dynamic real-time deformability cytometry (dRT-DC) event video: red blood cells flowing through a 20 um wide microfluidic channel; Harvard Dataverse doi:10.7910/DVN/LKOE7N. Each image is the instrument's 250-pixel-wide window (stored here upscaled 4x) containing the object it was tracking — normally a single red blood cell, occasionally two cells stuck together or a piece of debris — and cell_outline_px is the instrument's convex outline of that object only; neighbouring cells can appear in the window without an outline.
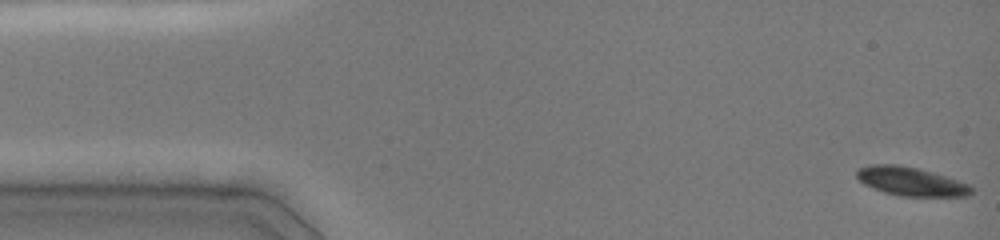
{"species": "common noctule bat (a hibernating species)", "species_latin": "Nyctalus noctula", "temperature_condition": "cold", "stored_images_in_passage": 48, "camera_frame_rate_fps": 3000, "um_per_image_px": 0.085, "animal": {"sex": "female", "body_mass_g": 19.0, "forearm_length_mm": 51.5}, "frame": {"image": 1, "passage_image": 1, "time_ms": 0.0, "image_size_px": [1000, 240], "cell_outline_px": [[976, 188], [972, 196], [900, 196], [884, 192], [864, 184], [856, 176], [856, 172], [860, 168], [872, 164], [900, 164], [932, 172], [968, 184]], "centroid_in_image_um": [77.47, 15.43], "position_along_channel_um": 7.5, "area_um2": 19.13}}
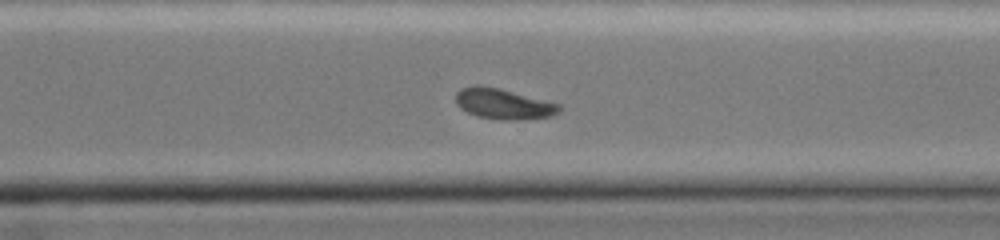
{"frame": {"image": 2, "passage_image": 34, "time_ms": 11.0, "image_size_px": [1000, 240], "cell_outline_px": [[560, 108], [552, 116], [520, 120], [512, 120], [476, 116], [460, 108], [456, 104], [456, 92], [460, 88], [476, 84], [480, 84], [500, 88], [560, 104]], "centroid_in_image_um": [42.74, 8.81], "position_along_channel_um": 327.9, "area_um2": 18.38}}
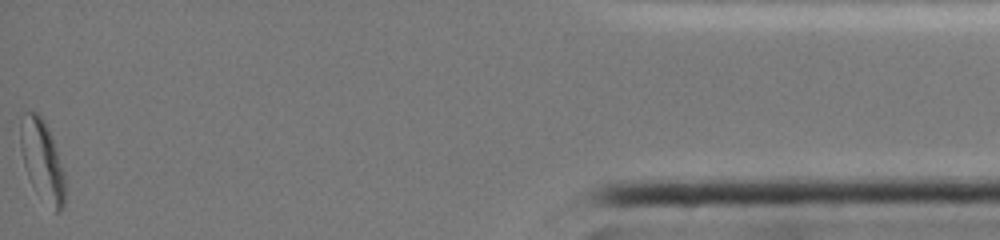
{"frame": {"image": 3, "passage_image": 48, "time_ms": 15.667, "image_size_px": [1000, 240], "cell_outline_px": [[64, 204], [56, 212], [36, 192], [28, 176], [24, 164], [20, 148], [20, 120], [24, 112], [36, 112], [44, 120], [48, 128], [64, 172]], "centroid_in_image_um": [3.55, 13.59], "position_along_channel_um": 431.6, "area_um2": 20.58}, "authors_computed_cell_mechanics": {"area_um2": 19.2763, "velocity_mm_per_s": 3.9815, "shape_relaxation_time_tau1_ms": 8.6879, "shape_relaxation_time_tau2_ms": 2.3229, "deformation_change_tau1": 0.142, "deformation_change_tau2": 0.064}}